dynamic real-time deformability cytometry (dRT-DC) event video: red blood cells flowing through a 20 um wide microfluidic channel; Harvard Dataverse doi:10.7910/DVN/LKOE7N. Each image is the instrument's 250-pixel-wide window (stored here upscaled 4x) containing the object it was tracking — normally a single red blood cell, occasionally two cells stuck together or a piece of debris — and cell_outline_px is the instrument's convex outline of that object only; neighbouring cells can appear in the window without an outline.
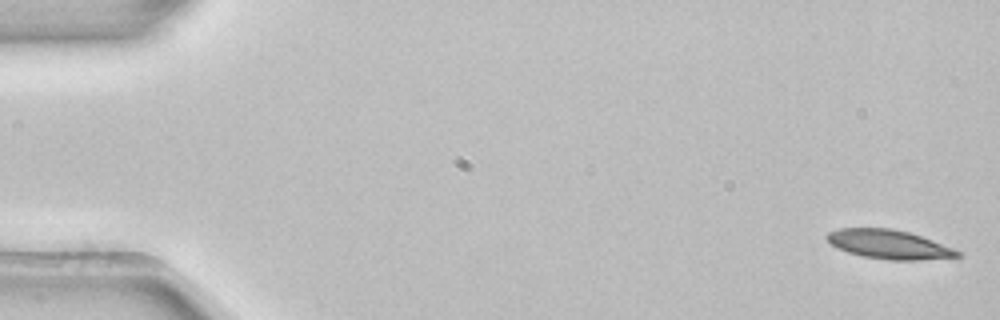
{"species": "common noctule bat (a hibernating species)", "species_latin": "Nyctalus noctula", "temperature_condition": "room temperature", "stored_images_in_passage": 4, "camera_frame_rate_fps": 3000, "um_per_image_px": 0.085, "animal": {"sex": "female", "body_mass_g": 22.7, "forearm_length_mm": 54.2}, "frame": {"image": 1, "passage_image": 1, "time_ms": 0.0, "image_size_px": [1000, 320], "cell_outline_px": [[964, 256], [920, 260], [892, 260], [864, 256], [848, 252], [836, 248], [824, 236], [828, 232], [840, 228], [892, 228], [908, 232], [932, 240], [952, 248], [960, 252]], "centroid_in_image_um": [75.54, 20.77], "position_along_channel_um": 9.5, "area_um2": 21.91}}
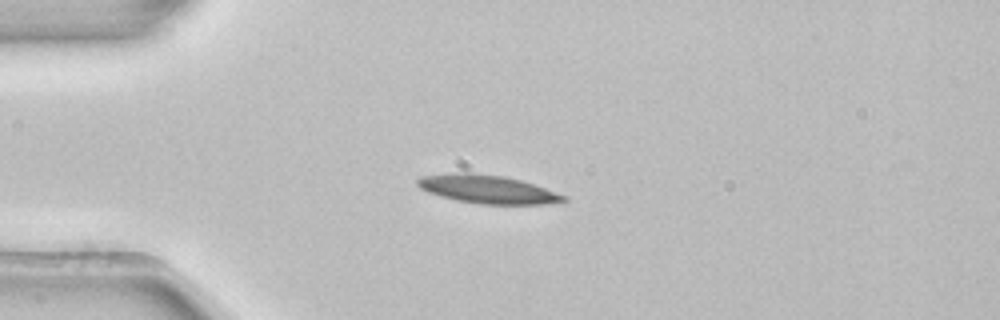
{"frame": {"image": 2, "passage_image": 4, "time_ms": 1.0, "image_size_px": [1000, 320], "cell_outline_px": [[568, 200], [544, 204], [480, 204], [456, 200], [440, 196], [428, 192], [420, 188], [416, 184], [416, 180], [420, 176], [460, 172], [468, 172], [504, 176], [520, 180], [568, 196]], "centroid_in_image_um": [41.41, 16.08], "position_along_channel_um": 43.6, "area_um2": 24.04}}